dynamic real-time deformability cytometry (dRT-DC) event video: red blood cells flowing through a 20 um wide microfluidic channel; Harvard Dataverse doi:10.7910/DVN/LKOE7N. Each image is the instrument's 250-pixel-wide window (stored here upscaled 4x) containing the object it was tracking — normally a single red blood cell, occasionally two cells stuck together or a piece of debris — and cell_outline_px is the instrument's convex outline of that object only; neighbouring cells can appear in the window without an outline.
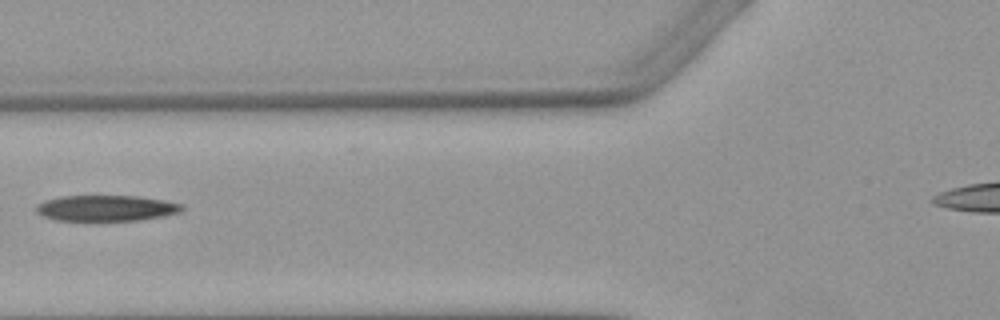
{"species": "Egyptian fruit bat (a non-hibernating species)", "species_latin": "Rousettus aegyptiacus", "temperature_condition": "warm", "stored_images_in_passage": 2, "camera_frame_rate_fps": 3000, "um_per_image_px": 0.085, "animal": {"sex": "female"}, "frame": {"image": 1, "passage_image": 2, "time_ms": 1.333, "image_size_px": [1000, 320], "cell_outline_px": [[184, 208], [180, 212], [160, 216], [136, 220], [56, 220], [44, 216], [36, 212], [36, 208], [44, 200], [64, 196], [136, 196], [184, 204]], "centroid_in_image_um": [9.02, 17.68], "position_along_channel_um": 116.8, "area_um2": 21.5}}